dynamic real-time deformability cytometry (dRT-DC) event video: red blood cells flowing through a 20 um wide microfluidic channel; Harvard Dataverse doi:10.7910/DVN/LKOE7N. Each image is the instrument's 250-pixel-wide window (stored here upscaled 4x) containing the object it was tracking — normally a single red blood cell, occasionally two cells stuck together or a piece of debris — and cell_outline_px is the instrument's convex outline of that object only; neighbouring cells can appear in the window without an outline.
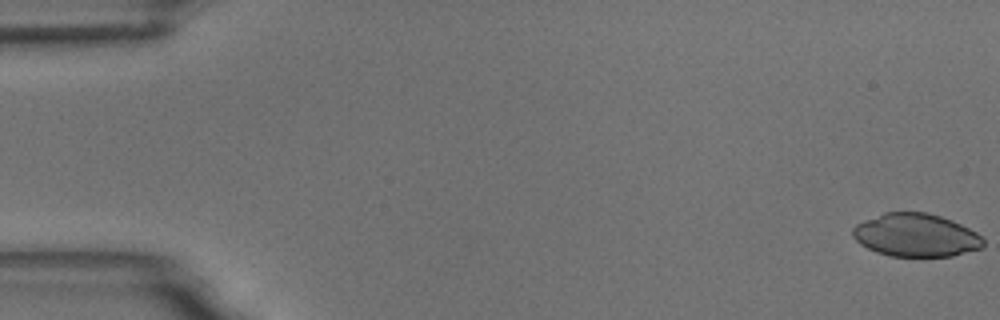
{"species": "common noctule bat (a hibernating species)", "species_latin": "Nyctalus noctula", "temperature_condition": "room temperature", "stored_images_in_passage": 56, "camera_frame_rate_fps": 3000, "um_per_image_px": 0.085, "animal": {"sex": "male", "body_mass_g": 18.8}, "frame": {"image": 1, "passage_image": 1, "time_ms": 0.0, "image_size_px": [1000, 320], "cell_outline_px": [[984, 244], [980, 248], [952, 256], [892, 256], [876, 252], [860, 244], [852, 236], [852, 228], [856, 224], [864, 220], [884, 212], [924, 212], [940, 216], [952, 220], [976, 232], [984, 240]], "centroid_in_image_um": [77.82, 19.98], "position_along_channel_um": 7.2, "area_um2": 32.66}}